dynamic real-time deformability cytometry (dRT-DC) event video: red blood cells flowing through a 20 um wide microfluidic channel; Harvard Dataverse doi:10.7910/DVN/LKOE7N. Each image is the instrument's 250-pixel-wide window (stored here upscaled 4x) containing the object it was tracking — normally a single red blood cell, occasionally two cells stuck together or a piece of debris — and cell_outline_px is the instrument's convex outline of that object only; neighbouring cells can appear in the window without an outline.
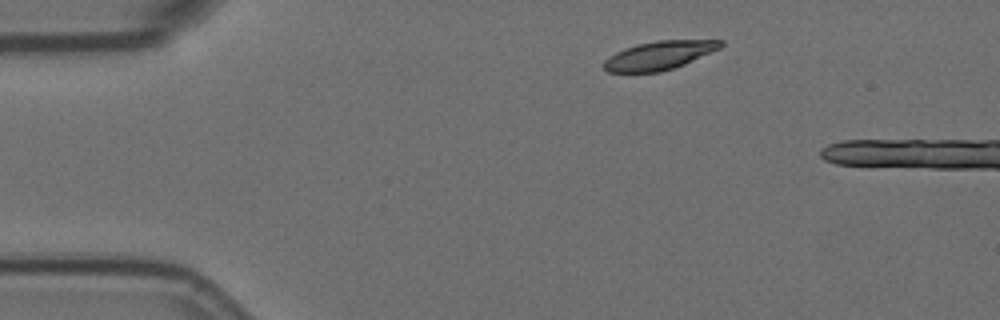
{"species": "Egyptian fruit bat (a non-hibernating species)", "species_latin": "Rousettus aegyptiacus", "temperature_condition": "room temperature", "stored_images_in_passage": 3, "camera_frame_rate_fps": 3000, "um_per_image_px": 0.085, "animal": {"sex": "female"}, "frame": {"image": 1, "passage_image": 1, "time_ms": 0.0, "image_size_px": [1000, 320], "cell_outline_px": [[724, 44], [720, 48], [684, 64], [660, 72], [608, 72], [604, 68], [604, 60], [616, 52], [624, 48], [636, 44], [656, 40], [724, 40]], "centroid_in_image_um": [56.03, 4.7], "position_along_channel_um": 29.0, "area_um2": 19.31}}